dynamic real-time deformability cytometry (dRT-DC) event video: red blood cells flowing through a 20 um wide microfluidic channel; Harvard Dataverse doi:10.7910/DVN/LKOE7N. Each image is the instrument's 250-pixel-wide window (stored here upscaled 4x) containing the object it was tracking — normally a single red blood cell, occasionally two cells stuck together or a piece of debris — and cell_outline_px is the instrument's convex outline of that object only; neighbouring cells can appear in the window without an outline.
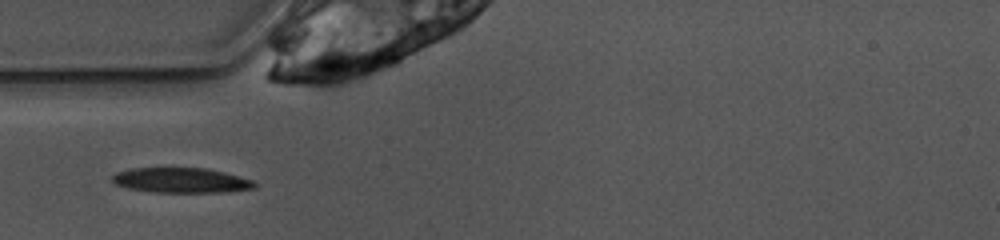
{"species": "common noctule bat (a hibernating species)", "species_latin": "Nyctalus noctula", "temperature_condition": "warm", "stored_images_in_passage": 8, "camera_frame_rate_fps": 3000, "um_per_image_px": 0.085, "animal": {"sex": "female", "body_mass_g": 10.0, "forearm_length_mm": 53.1}, "frame": {"image": 1, "passage_image": 2, "time_ms": 0.333, "image_size_px": [1000, 240], "cell_outline_px": [[256, 188], [224, 192], [152, 192], [128, 188], [116, 184], [112, 180], [112, 176], [116, 172], [132, 168], [208, 168], [224, 172], [252, 180], [256, 184]], "centroid_in_image_um": [15.39, 15.32], "position_along_channel_um": 69.6, "area_um2": 20.69}}
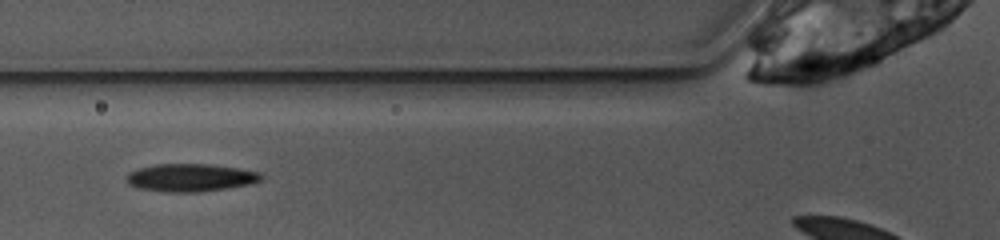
{"frame": {"image": 2, "passage_image": 5, "time_ms": 1.333, "image_size_px": [1000, 240], "cell_outline_px": [[264, 176], [260, 180], [248, 184], [228, 188], [200, 192], [164, 192], [136, 188], [128, 184], [124, 176], [128, 172], [140, 168], [156, 164], [212, 164], [240, 168], [260, 172]], "centroid_in_image_um": [16.16, 15.1], "position_along_channel_um": 109.6, "area_um2": 22.08}}